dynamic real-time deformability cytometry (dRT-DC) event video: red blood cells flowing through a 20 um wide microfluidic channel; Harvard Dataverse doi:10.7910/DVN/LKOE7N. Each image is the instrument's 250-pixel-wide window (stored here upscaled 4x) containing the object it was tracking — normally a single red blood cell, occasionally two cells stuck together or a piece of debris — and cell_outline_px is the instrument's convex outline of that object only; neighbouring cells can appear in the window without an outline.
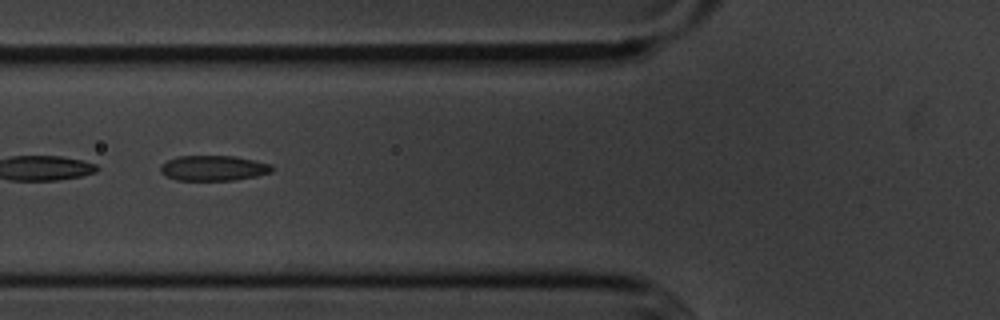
{"species": "common noctule bat (a hibernating species)", "species_latin": "Nyctalus noctula", "temperature_condition": "cold", "stored_images_in_passage": 54, "camera_frame_rate_fps": 3000, "um_per_image_px": 0.085, "animal": {"sex": "male", "body_mass_g": 20.1, "forearm_length_mm": 53.5}, "frame": {"image": 1, "passage_image": 21, "time_ms": 6.667, "image_size_px": [1000, 320], "cell_outline_px": [[276, 168], [272, 172], [256, 176], [236, 180], [176, 180], [160, 172], [160, 164], [176, 156], [236, 156], [272, 164]], "centroid_in_image_um": [18.18, 14.28], "position_along_channel_um": 107.6, "area_um2": 16.59}}
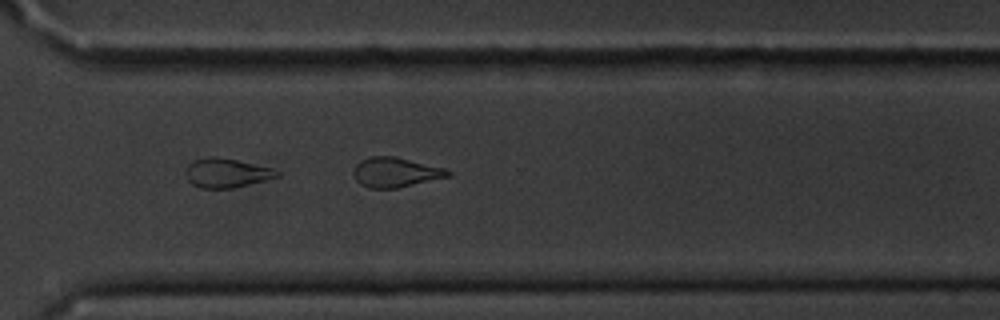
{"frame": {"image": 2, "passage_image": 40, "time_ms": 13.0, "image_size_px": [1000, 320], "cell_outline_px": [[452, 176], [396, 188], [368, 188], [360, 184], [356, 180], [352, 172], [356, 164], [360, 160], [372, 156], [396, 156], [444, 168], [452, 172]], "centroid_in_image_um": [33.61, 14.64], "position_along_channel_um": 337.0, "area_um2": 16.47}}
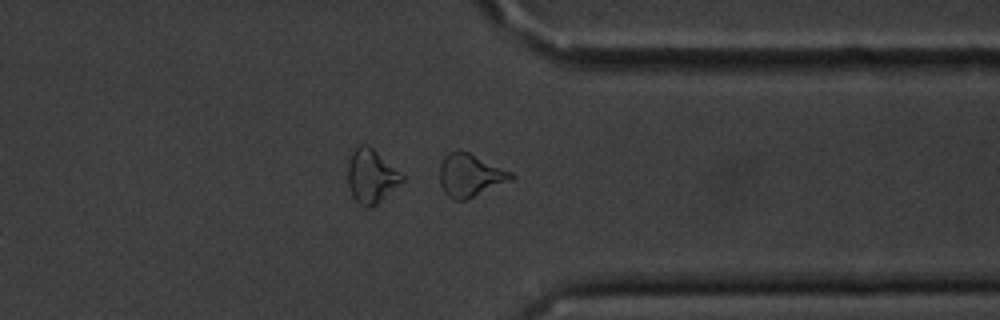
{"frame": {"image": 3, "passage_image": 43, "time_ms": 14.0, "image_size_px": [1000, 320], "cell_outline_px": [[516, 176], [512, 180], [468, 200], [452, 200], [444, 192], [440, 184], [440, 164], [444, 156], [448, 152], [468, 152], [512, 172]], "centroid_in_image_um": [39.97, 14.94], "position_along_channel_um": 371.4, "area_um2": 17.86}, "authors_computed_cell_mechanics": {"area_um2": 17.7157, "velocity_mm_per_s": 3.6195, "shape_relaxation_time_tau1_ms": 7.5476, "shape_relaxation_time_tau2_ms": 2.5684, "deformation_change_tau1": 0.1674, "deformation_change_tau2": 0.0915}}